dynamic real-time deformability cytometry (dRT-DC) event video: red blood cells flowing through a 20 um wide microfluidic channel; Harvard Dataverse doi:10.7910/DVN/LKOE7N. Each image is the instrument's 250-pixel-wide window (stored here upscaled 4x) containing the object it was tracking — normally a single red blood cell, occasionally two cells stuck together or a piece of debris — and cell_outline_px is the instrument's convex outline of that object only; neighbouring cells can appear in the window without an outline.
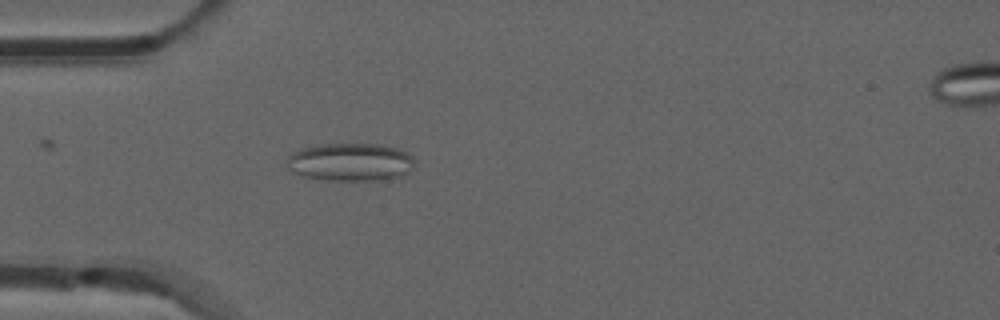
{"species": "common noctule bat (a hibernating species)", "species_latin": "Nyctalus noctula", "temperature_condition": "room temperature", "stored_images_in_passage": 31, "camera_frame_rate_fps": 3000, "um_per_image_px": 0.085, "animal": {"sex": "male", "forearm_length_mm": 52.5}, "frame": {"image": 1, "passage_image": 1, "time_ms": 0.0, "image_size_px": [1000, 320], "cell_outline_px": [[416, 160], [412, 168], [408, 172], [400, 176], [380, 180], [328, 180], [304, 176], [292, 172], [288, 168], [284, 160], [292, 152], [304, 148], [324, 144], [380, 144], [400, 148], [412, 156]], "centroid_in_image_um": [29.79, 13.77], "position_along_channel_um": 55.2, "area_um2": 28.44}}
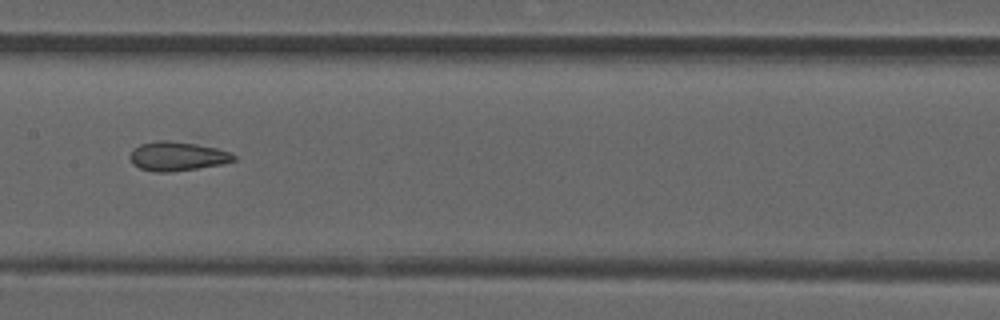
{"frame": {"image": 2, "passage_image": 12, "time_ms": 3.667, "image_size_px": [1000, 320], "cell_outline_px": [[236, 160], [224, 164], [172, 172], [152, 172], [140, 168], [132, 164], [128, 156], [132, 148], [140, 144], [156, 140], [168, 140], [196, 144], [216, 148], [232, 152], [236, 156]], "centroid_in_image_um": [15.05, 13.28], "position_along_channel_um": 192.4, "area_um2": 17.98}}
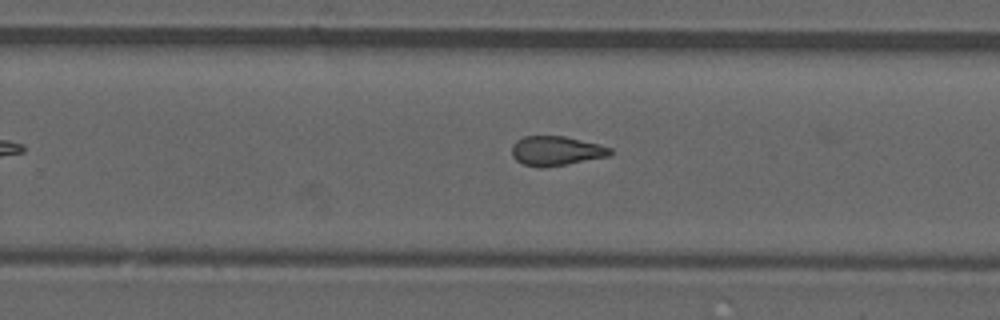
{"frame": {"image": 3, "passage_image": 19, "time_ms": 6.0, "image_size_px": [1000, 320], "cell_outline_px": [[612, 152], [608, 156], [544, 168], [540, 168], [524, 164], [516, 160], [512, 156], [512, 144], [516, 140], [524, 136], [564, 136], [600, 144], [612, 148]], "centroid_in_image_um": [47.25, 12.82], "position_along_channel_um": 282.6, "area_um2": 16.88}, "authors_computed_cell_mechanics": {"area_um2": 17.2244, "velocity_mm_per_s": 3.8908, "shape_relaxation_time_tau1_ms": null, "shape_relaxation_time_tau2_ms": 1.5409, "deformation_change_tau1": null, "deformation_change_tau2": 0.0972}}